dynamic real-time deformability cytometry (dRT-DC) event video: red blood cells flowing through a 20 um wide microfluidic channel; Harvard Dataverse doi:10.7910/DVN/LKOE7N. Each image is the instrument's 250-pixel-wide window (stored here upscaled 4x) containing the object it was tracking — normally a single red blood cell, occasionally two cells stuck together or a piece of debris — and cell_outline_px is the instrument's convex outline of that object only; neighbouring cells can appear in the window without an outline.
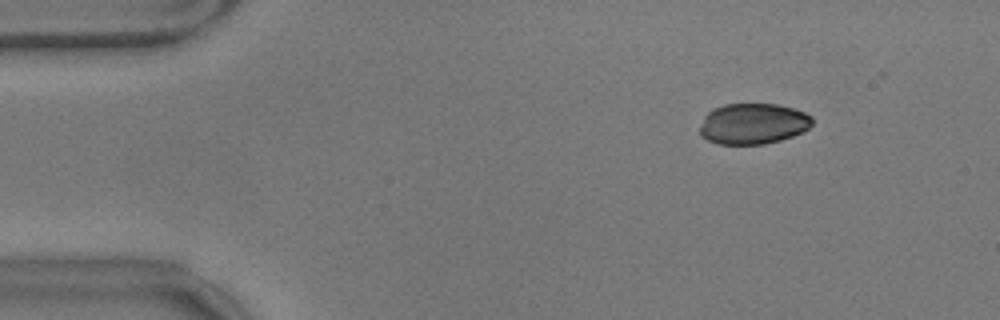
{"species": "common noctule bat (a hibernating species)", "species_latin": "Nyctalus noctula", "temperature_condition": "warm", "stored_images_in_passage": 29, "camera_frame_rate_fps": 3000, "um_per_image_px": 0.085, "animal": {"sex": "male", "body_mass_g": 17.9}, "frame": {"image": 1, "passage_image": 1, "time_ms": 0.0, "image_size_px": [1000, 320], "cell_outline_px": [[812, 124], [808, 128], [792, 136], [780, 140], [764, 144], [716, 144], [700, 136], [700, 128], [704, 116], [712, 108], [724, 104], [776, 104], [792, 108], [804, 112], [812, 116]], "centroid_in_image_um": [63.98, 10.51], "position_along_channel_um": 21.0, "area_um2": 26.76}}
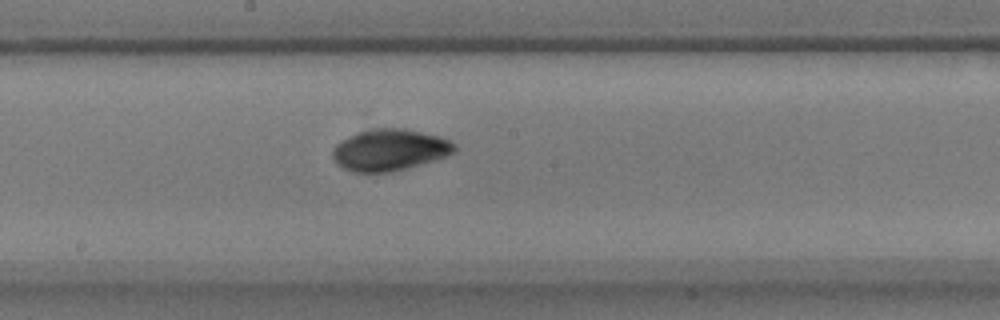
{"frame": {"image": 2, "passage_image": 24, "time_ms": 7.667, "image_size_px": [1000, 320], "cell_outline_px": [[456, 152], [436, 160], [388, 172], [356, 172], [344, 168], [336, 164], [332, 156], [332, 148], [340, 140], [368, 128], [404, 128], [440, 136], [456, 144]], "centroid_in_image_um": [33.11, 12.73], "position_along_channel_um": 215.1, "area_um2": 29.59}}